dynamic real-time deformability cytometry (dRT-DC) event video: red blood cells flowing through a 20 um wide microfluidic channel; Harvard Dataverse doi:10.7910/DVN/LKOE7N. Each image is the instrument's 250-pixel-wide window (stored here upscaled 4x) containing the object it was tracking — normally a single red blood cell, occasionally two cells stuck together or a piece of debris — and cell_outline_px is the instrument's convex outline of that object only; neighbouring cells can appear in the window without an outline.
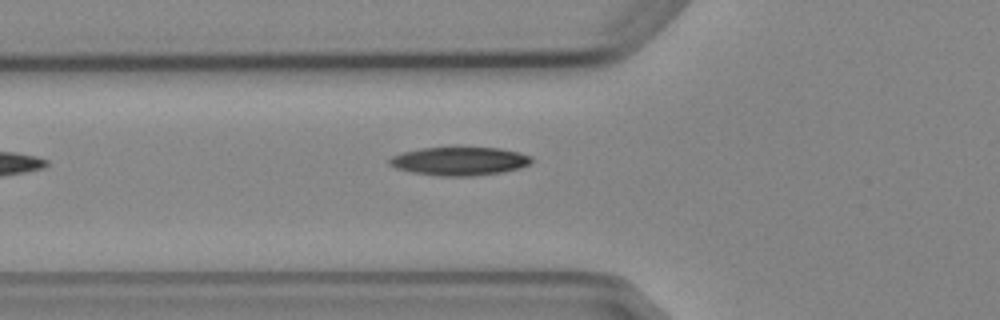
{"species": "Egyptian fruit bat (a non-hibernating species)", "species_latin": "Rousettus aegyptiacus", "temperature_condition": "cold", "stored_images_in_passage": 5, "camera_frame_rate_fps": 3000, "um_per_image_px": 0.085, "animal": {"sex": "female"}, "frame": {"image": 1, "passage_image": 5, "time_ms": 4.667, "image_size_px": [1000, 320], "cell_outline_px": [[532, 160], [528, 164], [520, 168], [504, 172], [472, 176], [440, 176], [412, 172], [396, 168], [388, 164], [388, 160], [392, 156], [404, 152], [420, 148], [500, 148], [520, 152], [532, 156]], "centroid_in_image_um": [39.07, 13.7], "position_along_channel_um": 86.7, "area_um2": 23.47}}